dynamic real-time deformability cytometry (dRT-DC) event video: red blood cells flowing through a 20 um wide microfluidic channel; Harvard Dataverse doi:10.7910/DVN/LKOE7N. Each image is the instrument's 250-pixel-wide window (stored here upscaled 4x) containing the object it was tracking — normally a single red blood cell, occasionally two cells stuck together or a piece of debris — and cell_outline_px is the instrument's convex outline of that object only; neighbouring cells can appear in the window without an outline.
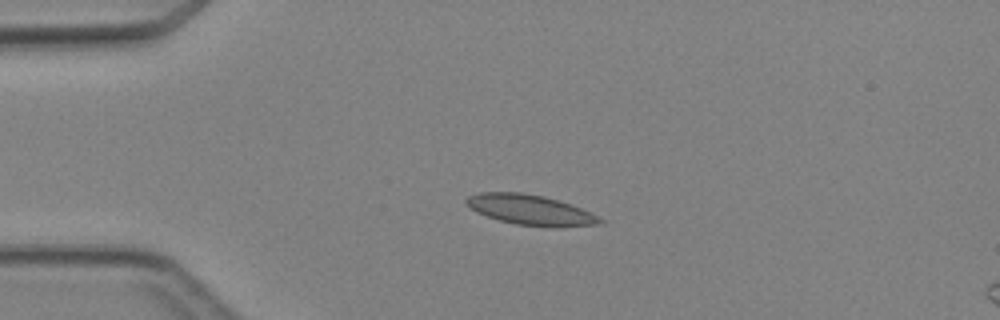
{"species": "Egyptian fruit bat (a non-hibernating species)", "species_latin": "Rousettus aegyptiacus", "temperature_condition": "cold", "stored_images_in_passage": 5, "camera_frame_rate_fps": 3000, "um_per_image_px": 0.085, "animal": {"sex": "female"}, "frame": {"image": 1, "passage_image": 3, "time_ms": 3.333, "image_size_px": [1000, 320], "cell_outline_px": [[604, 220], [596, 224], [516, 224], [500, 220], [476, 212], [464, 200], [468, 196], [480, 192], [520, 192], [544, 196], [560, 200], [580, 208]], "centroid_in_image_um": [44.95, 17.76], "position_along_channel_um": 40.1, "area_um2": 22.14}}